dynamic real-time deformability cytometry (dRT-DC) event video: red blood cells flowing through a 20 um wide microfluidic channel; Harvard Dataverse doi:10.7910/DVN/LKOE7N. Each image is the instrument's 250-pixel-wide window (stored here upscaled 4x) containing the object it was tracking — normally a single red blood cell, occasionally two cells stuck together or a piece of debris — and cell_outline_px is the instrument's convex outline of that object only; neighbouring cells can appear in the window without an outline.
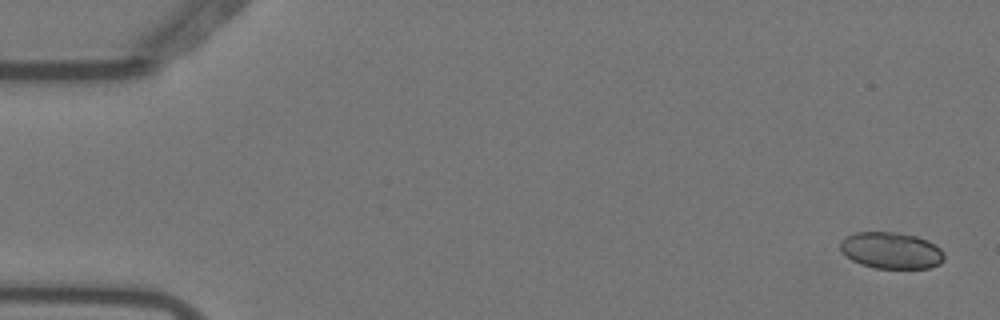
{"species": "Egyptian fruit bat (a non-hibernating species)", "species_latin": "Rousettus aegyptiacus", "temperature_condition": "warm", "stored_images_in_passage": 6, "camera_frame_rate_fps": 3000, "um_per_image_px": 0.085, "animal": {"sex": "female"}, "frame": {"image": 1, "passage_image": 1, "time_ms": 0.0, "image_size_px": [1000, 320], "cell_outline_px": [[944, 260], [940, 264], [928, 268], [876, 268], [860, 264], [852, 260], [840, 248], [840, 240], [856, 232], [896, 232], [916, 236], [928, 240], [936, 244], [944, 252]], "centroid_in_image_um": [75.79, 21.28], "position_along_channel_um": 9.2, "area_um2": 22.14}}